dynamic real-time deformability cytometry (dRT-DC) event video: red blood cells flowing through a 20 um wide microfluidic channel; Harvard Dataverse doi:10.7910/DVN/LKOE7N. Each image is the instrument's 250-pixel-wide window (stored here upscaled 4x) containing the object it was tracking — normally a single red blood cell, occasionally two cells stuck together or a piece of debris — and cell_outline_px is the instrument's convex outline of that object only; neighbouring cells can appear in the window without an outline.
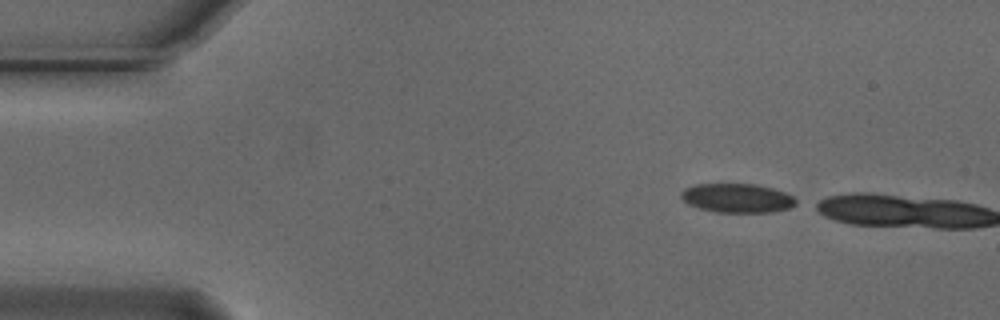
{"species": "Egyptian fruit bat (a non-hibernating species)", "species_latin": "Rousettus aegyptiacus", "temperature_condition": "cold", "stored_images_in_passage": 3, "camera_frame_rate_fps": 3000, "um_per_image_px": 0.085, "animal": {"sex": "male"}, "frame": {"image": 1, "passage_image": 1, "time_ms": 0.0, "image_size_px": [1000, 320], "cell_outline_px": [[796, 204], [788, 208], [772, 212], [716, 212], [700, 208], [688, 204], [680, 196], [680, 192], [684, 188], [696, 184], [756, 184], [772, 188], [784, 192], [792, 196], [796, 200]], "centroid_in_image_um": [62.63, 16.83], "position_along_channel_um": 22.4, "area_um2": 19.36}}